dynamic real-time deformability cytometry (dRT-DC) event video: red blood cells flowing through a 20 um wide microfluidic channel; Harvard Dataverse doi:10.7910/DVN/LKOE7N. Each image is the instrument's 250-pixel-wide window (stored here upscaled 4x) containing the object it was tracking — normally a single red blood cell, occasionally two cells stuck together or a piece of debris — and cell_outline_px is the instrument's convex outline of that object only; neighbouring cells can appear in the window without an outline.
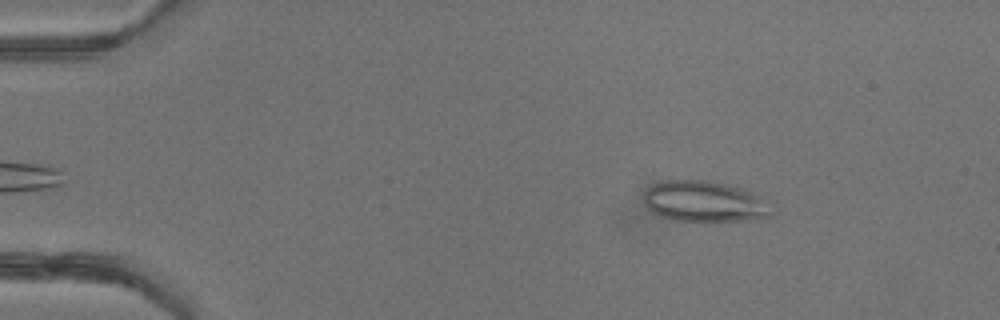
{"species": "common noctule bat (a hibernating species)", "species_latin": "Nyctalus noctula", "temperature_condition": "warm", "stored_images_in_passage": 45, "camera_frame_rate_fps": 3000, "um_per_image_px": 0.085, "animal": {"sex": "female"}, "frame": {"image": 1, "passage_image": 4, "time_ms": 1.0, "image_size_px": [1000, 320], "cell_outline_px": [[776, 212], [768, 216], [744, 220], [676, 220], [652, 212], [644, 204], [644, 192], [652, 184], [664, 180], [708, 180], [740, 188], [752, 192], [760, 196]], "centroid_in_image_um": [59.86, 17.1], "position_along_channel_um": 25.1, "area_um2": 30.06}}
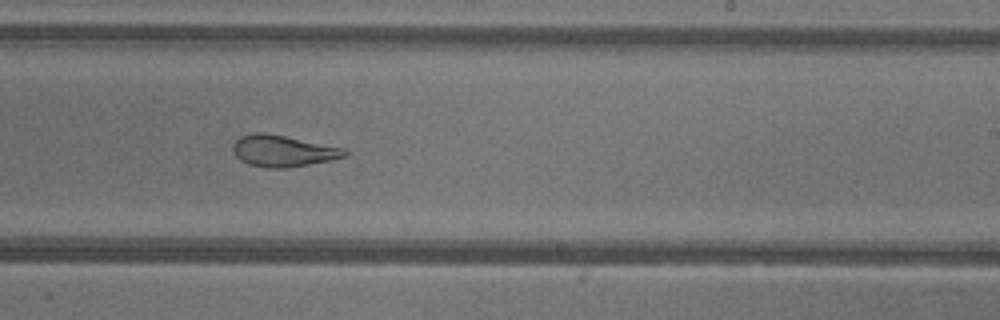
{"frame": {"image": 2, "passage_image": 27, "time_ms": 8.667, "image_size_px": [1000, 320], "cell_outline_px": [[348, 156], [332, 160], [288, 168], [264, 168], [248, 164], [240, 160], [236, 156], [232, 148], [232, 144], [240, 136], [252, 132], [264, 132], [344, 148], [348, 152]], "centroid_in_image_um": [24.03, 12.84], "position_along_channel_um": 265.0, "area_um2": 20.63}}
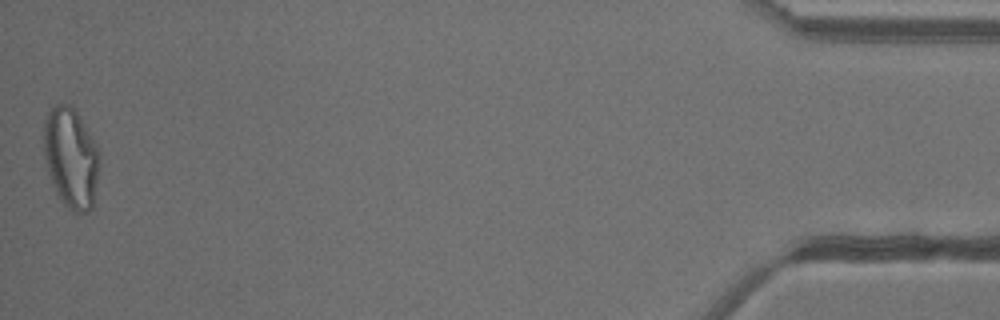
{"frame": {"image": 3, "passage_image": 45, "time_ms": 14.667, "image_size_px": [1000, 320], "cell_outline_px": [[100, 152], [92, 208], [88, 212], [76, 216], [60, 200], [52, 184], [44, 156], [44, 120], [48, 112], [56, 104], [68, 104], [76, 112], [84, 124]], "centroid_in_image_um": [6.02, 13.46], "position_along_channel_um": 429.2, "area_um2": 32.37}, "authors_computed_cell_mechanics": {"area_um2": 26.5302, "velocity_mm_per_s": 4.2726, "shape_relaxation_time_tau1_ms": null, "shape_relaxation_time_tau2_ms": 1.7508, "deformation_change_tau1": null, "deformation_change_tau2": 0.1067}}